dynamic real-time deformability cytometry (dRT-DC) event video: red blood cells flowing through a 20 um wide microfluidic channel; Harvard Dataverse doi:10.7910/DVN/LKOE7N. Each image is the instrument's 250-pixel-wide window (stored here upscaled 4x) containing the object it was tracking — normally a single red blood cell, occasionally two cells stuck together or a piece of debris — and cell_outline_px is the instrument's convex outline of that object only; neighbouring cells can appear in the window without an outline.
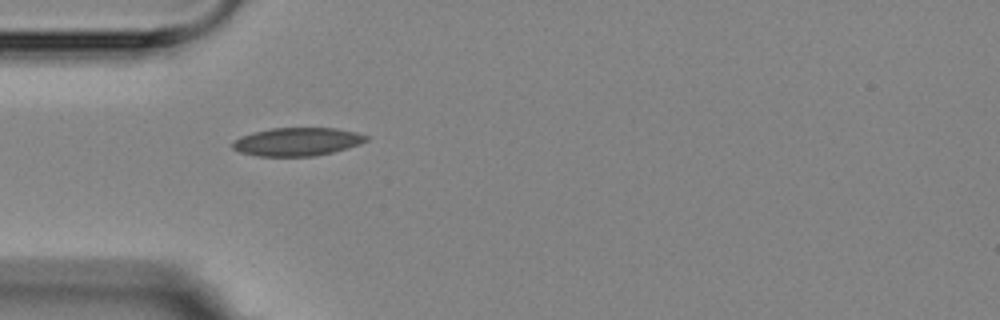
{"species": "Egyptian fruit bat (a non-hibernating species)", "species_latin": "Rousettus aegyptiacus", "temperature_condition": "room temperature", "stored_images_in_passage": 2, "camera_frame_rate_fps": 3000, "um_per_image_px": 0.085, "animal": {"sex": "female"}, "frame": {"image": 1, "passage_image": 1, "time_ms": 0.0, "image_size_px": [1000, 320], "cell_outline_px": [[368, 140], [360, 144], [332, 152], [316, 156], [256, 156], [240, 152], [232, 148], [232, 144], [240, 136], [252, 132], [272, 128], [336, 128], [356, 132], [368, 136]], "centroid_in_image_um": [25.26, 12.04], "position_along_channel_um": 59.7, "area_um2": 21.96}}
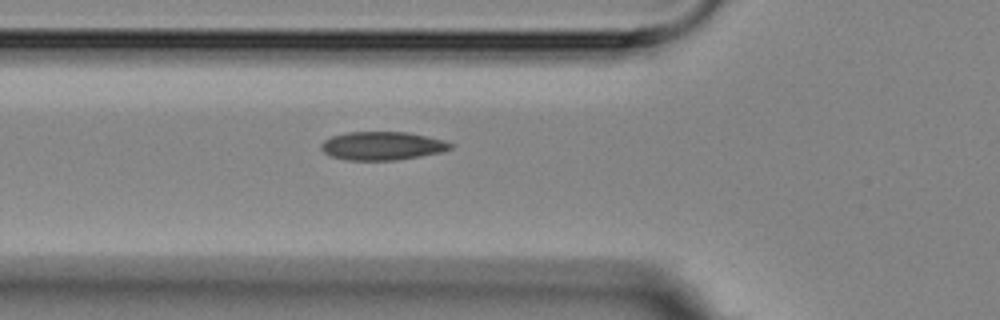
{"frame": {"image": 2, "passage_image": 2, "time_ms": 1.0, "image_size_px": [1000, 320], "cell_outline_px": [[456, 144], [452, 148], [440, 152], [420, 156], [396, 160], [348, 160], [328, 156], [320, 148], [320, 144], [324, 140], [332, 136], [348, 132], [408, 132], [428, 136], [444, 140]], "centroid_in_image_um": [32.49, 12.39], "position_along_channel_um": 93.3, "area_um2": 21.56}}